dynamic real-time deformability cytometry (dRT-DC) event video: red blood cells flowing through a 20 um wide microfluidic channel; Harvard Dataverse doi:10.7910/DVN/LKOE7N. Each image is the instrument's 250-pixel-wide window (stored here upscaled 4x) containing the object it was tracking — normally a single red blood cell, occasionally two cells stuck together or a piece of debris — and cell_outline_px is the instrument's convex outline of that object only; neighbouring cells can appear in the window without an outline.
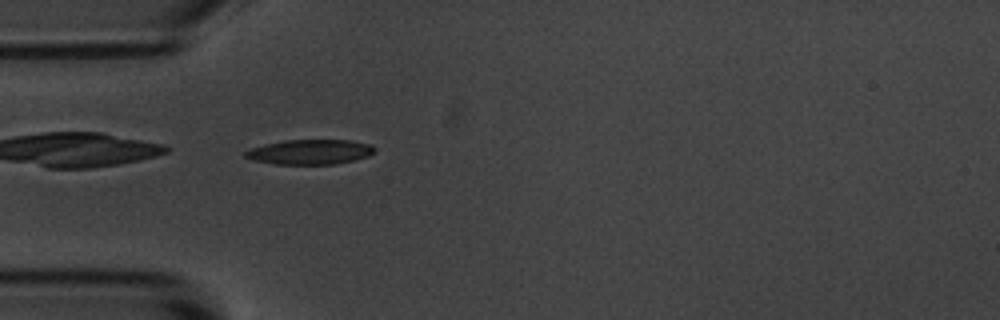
{"species": "common noctule bat (a hibernating species)", "species_latin": "Nyctalus noctula", "temperature_condition": "room temperature", "stored_images_in_passage": 40, "camera_frame_rate_fps": 3000, "um_per_image_px": 0.085, "animal": {"sex": "male", "body_mass_g": 20.1, "forearm_length_mm": 53.5}, "frame": {"image": 1, "passage_image": 1, "time_ms": 0.0, "image_size_px": [1000, 320], "cell_outline_px": [[376, 152], [368, 156], [336, 164], [272, 164], [252, 160], [244, 156], [244, 152], [252, 148], [264, 144], [284, 140], [352, 140], [372, 144], [376, 148]], "centroid_in_image_um": [26.37, 12.91], "position_along_channel_um": 58.6, "area_um2": 18.9}}
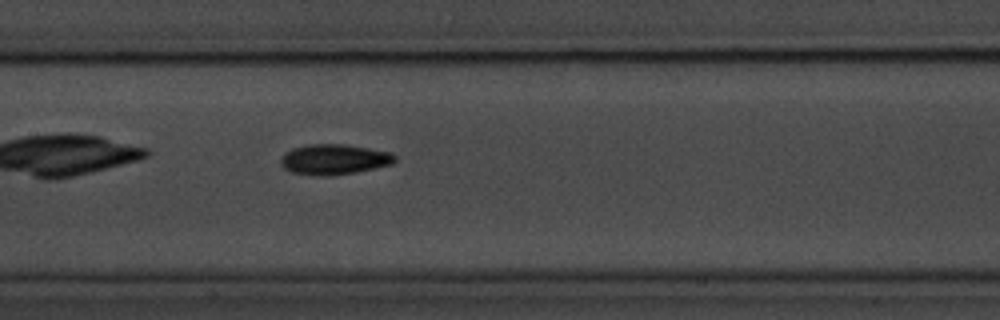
{"frame": {"image": 2, "passage_image": 11, "time_ms": 3.333, "image_size_px": [1000, 320], "cell_outline_px": [[396, 160], [392, 164], [356, 172], [292, 172], [284, 168], [280, 164], [280, 160], [284, 152], [292, 148], [308, 144], [344, 144], [392, 152], [396, 156]], "centroid_in_image_um": [28.44, 13.47], "position_along_channel_um": 179.0, "area_um2": 19.25}}
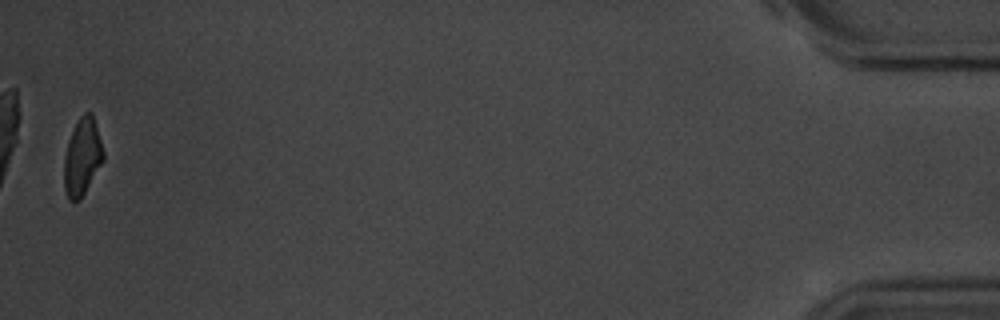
{"frame": {"image": 3, "passage_image": 39, "time_ms": 12.667, "image_size_px": [1000, 320], "cell_outline_px": [[104, 160], [80, 200], [68, 200], [64, 188], [64, 156], [68, 140], [80, 116], [84, 112], [92, 112], [104, 152]], "centroid_in_image_um": [6.99, 13.34], "position_along_channel_um": 428.2, "area_um2": 17.57}, "authors_computed_cell_mechanics": {"area_um2": 18.6116, "velocity_mm_per_s": 3.6693, "shape_relaxation_time_tau1_ms": 3.9769, "shape_relaxation_time_tau2_ms": 5.1307, "deformation_change_tau1": 0.1452, "deformation_change_tau2": 0.1166}}